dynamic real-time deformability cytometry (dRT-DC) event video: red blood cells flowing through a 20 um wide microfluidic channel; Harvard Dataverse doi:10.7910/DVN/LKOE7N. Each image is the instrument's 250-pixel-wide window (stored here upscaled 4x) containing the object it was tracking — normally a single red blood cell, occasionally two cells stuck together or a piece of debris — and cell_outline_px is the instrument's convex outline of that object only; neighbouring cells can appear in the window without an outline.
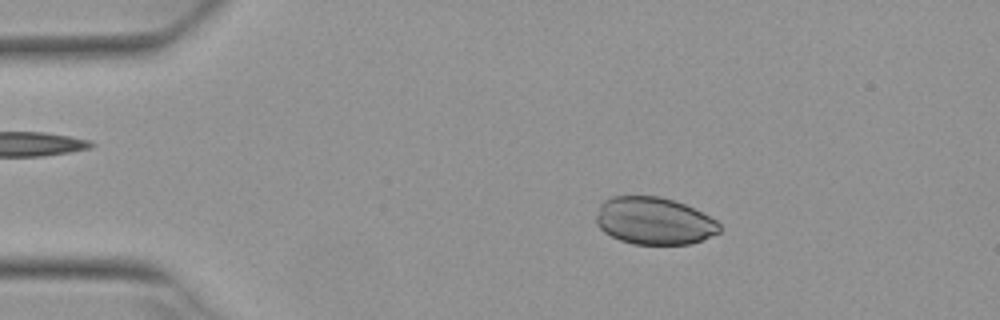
{"species": "Egyptian fruit bat (a non-hibernating species)", "species_latin": "Rousettus aegyptiacus", "temperature_condition": "warm", "stored_images_in_passage": 2, "camera_frame_rate_fps": 3000, "um_per_image_px": 0.085, "animal": {"sex": "female"}, "frame": {"image": 1, "passage_image": 1, "time_ms": 0.0, "image_size_px": [1000, 320], "cell_outline_px": [[720, 232], [692, 244], [632, 244], [620, 240], [604, 232], [596, 224], [596, 216], [600, 204], [604, 200], [612, 196], [660, 196], [684, 204], [716, 220], [720, 224]], "centroid_in_image_um": [55.57, 18.78], "position_along_channel_um": 29.4, "area_um2": 33.93}}